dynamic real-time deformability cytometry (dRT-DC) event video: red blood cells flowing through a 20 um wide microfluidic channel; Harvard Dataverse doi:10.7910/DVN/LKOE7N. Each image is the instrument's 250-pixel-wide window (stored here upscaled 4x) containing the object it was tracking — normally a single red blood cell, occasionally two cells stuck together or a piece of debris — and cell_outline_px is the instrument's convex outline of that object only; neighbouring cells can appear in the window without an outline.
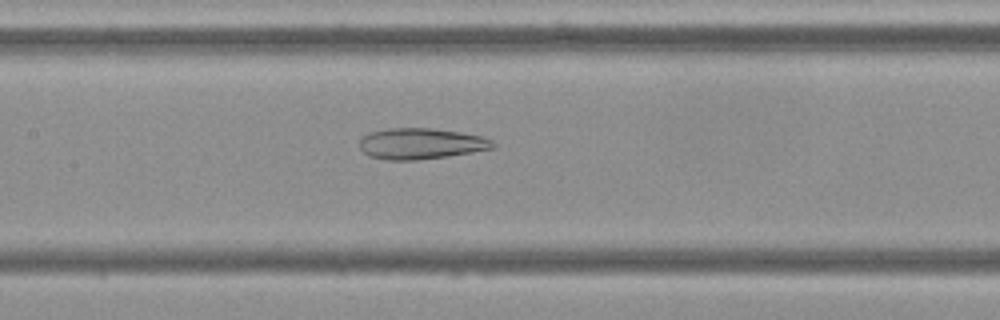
{"species": "Egyptian fruit bat (a non-hibernating species)", "species_latin": "Rousettus aegyptiacus", "temperature_condition": "cold", "stored_images_in_passage": 54, "camera_frame_rate_fps": 3000, "um_per_image_px": 0.085, "frame": {"image": 1, "passage_image": 25, "time_ms": 8.0, "image_size_px": [1000, 320], "cell_outline_px": [[496, 148], [448, 156], [416, 160], [388, 160], [368, 156], [360, 148], [360, 140], [368, 132], [388, 128], [432, 128], [460, 132], [484, 136], [492, 140], [496, 144]], "centroid_in_image_um": [35.8, 12.21], "position_along_channel_um": 171.6, "area_um2": 24.28}}
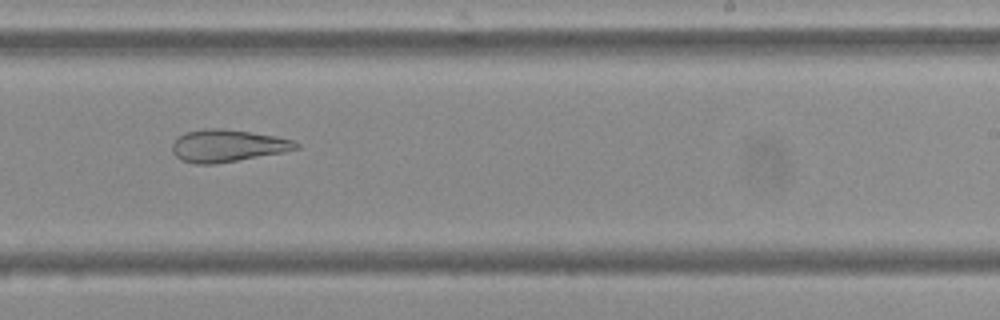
{"frame": {"image": 2, "passage_image": 33, "time_ms": 10.667, "image_size_px": [1000, 320], "cell_outline_px": [[300, 148], [284, 152], [216, 164], [196, 164], [180, 160], [172, 152], [172, 144], [184, 132], [204, 128], [220, 128], [276, 136], [296, 140], [300, 144]], "centroid_in_image_um": [19.35, 12.39], "position_along_channel_um": 269.6, "area_um2": 23.41}}
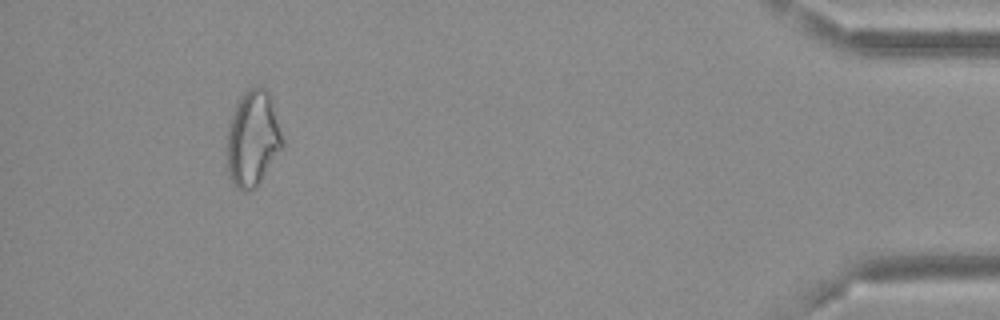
{"frame": {"image": 3, "passage_image": 50, "time_ms": 16.333, "image_size_px": [1000, 320], "cell_outline_px": [[284, 148], [256, 188], [248, 192], [244, 192], [236, 188], [228, 180], [228, 124], [232, 112], [236, 104], [244, 92], [248, 88], [264, 88], [268, 92], [284, 140]], "centroid_in_image_um": [21.49, 11.86], "position_along_channel_um": 413.7, "area_um2": 31.15}, "authors_computed_cell_mechanics": {"area_um2": 29.767, "velocity_mm_per_s": 3.6854, "shape_relaxation_time_tau1_ms": null, "shape_relaxation_time_tau2_ms": 2.9086, "deformation_change_tau1": null, "deformation_change_tau2": 0.127}}